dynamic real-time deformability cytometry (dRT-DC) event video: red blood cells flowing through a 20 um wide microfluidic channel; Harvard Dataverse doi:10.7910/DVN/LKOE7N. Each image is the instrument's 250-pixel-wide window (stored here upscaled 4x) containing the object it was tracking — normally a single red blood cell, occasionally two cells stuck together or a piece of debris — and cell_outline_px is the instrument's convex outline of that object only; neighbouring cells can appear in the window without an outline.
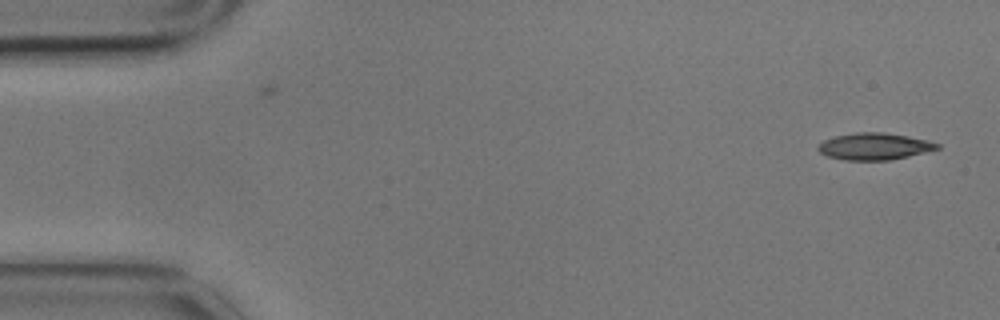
{"species": "common noctule bat (a hibernating species)", "species_latin": "Nyctalus noctula", "temperature_condition": "cold", "stored_images_in_passage": 2, "camera_frame_rate_fps": 3000, "um_per_image_px": 0.085, "animal": {"sex": "male", "body_mass_g": 17.9}, "frame": {"image": 1, "passage_image": 2, "time_ms": 0.333, "image_size_px": [1000, 320], "cell_outline_px": [[940, 148], [908, 156], [888, 160], [844, 160], [828, 156], [820, 152], [816, 148], [824, 140], [836, 136], [856, 132], [884, 132], [908, 136], [928, 140], [940, 144]], "centroid_in_image_um": [74.33, 12.44], "position_along_channel_um": 10.7, "area_um2": 18.5}}